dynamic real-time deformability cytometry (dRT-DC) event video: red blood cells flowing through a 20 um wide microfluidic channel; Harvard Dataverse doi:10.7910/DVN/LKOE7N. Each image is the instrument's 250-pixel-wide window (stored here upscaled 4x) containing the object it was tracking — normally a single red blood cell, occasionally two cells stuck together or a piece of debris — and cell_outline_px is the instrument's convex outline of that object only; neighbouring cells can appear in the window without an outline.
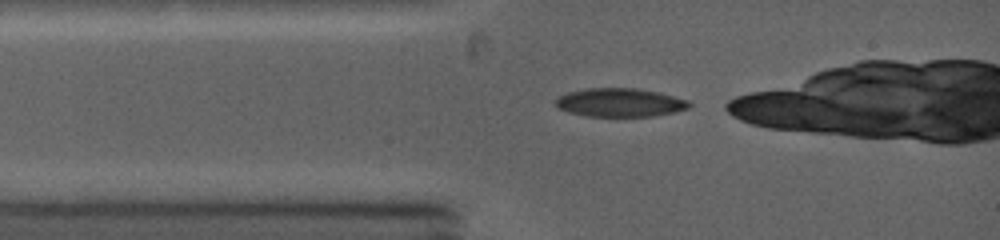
{"species": "common noctule bat (a hibernating species)", "species_latin": "Nyctalus noctula", "temperature_condition": "warm", "stored_images_in_passage": 9, "camera_frame_rate_fps": 5000, "um_per_image_px": 0.085, "animal": {"sex": "female", "body_mass_g": 19.0, "forearm_length_mm": 53.3}, "frame": {"image": 1, "passage_image": 1, "time_ms": 0.0, "image_size_px": [1000, 240], "cell_outline_px": [[692, 104], [688, 108], [676, 112], [652, 116], [588, 116], [568, 112], [556, 108], [552, 100], [556, 96], [568, 92], [584, 88], [640, 88], [660, 92], [688, 100]], "centroid_in_image_um": [52.64, 8.7], "position_along_channel_um": 32.4, "area_um2": 22.66}}